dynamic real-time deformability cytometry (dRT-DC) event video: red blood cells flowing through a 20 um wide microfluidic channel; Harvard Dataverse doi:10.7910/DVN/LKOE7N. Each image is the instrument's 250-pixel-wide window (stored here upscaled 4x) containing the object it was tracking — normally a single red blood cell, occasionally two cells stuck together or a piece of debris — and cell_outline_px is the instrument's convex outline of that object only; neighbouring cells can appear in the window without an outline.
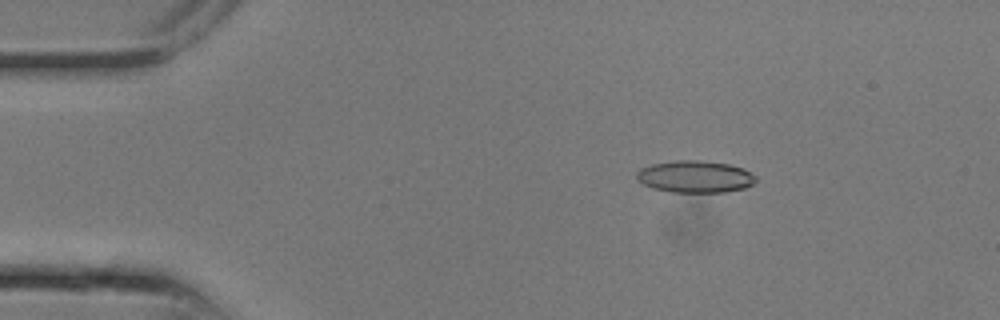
{"species": "common noctule bat (a hibernating species)", "species_latin": "Nyctalus noctula", "temperature_condition": "room temperature", "stored_images_in_passage": 10, "camera_frame_rate_fps": 3000, "um_per_image_px": 0.085, "animal": {"sex": "male", "body_mass_g": 13.3}, "frame": {"image": 1, "passage_image": 4, "time_ms": 1.0, "image_size_px": [1000, 320], "cell_outline_px": [[756, 180], [752, 184], [744, 188], [724, 192], [672, 192], [652, 188], [636, 180], [636, 172], [640, 168], [652, 164], [676, 160], [696, 160], [728, 164], [744, 168], [756, 176]], "centroid_in_image_um": [59.06, 15.01], "position_along_channel_um": 25.9, "area_um2": 22.25}}
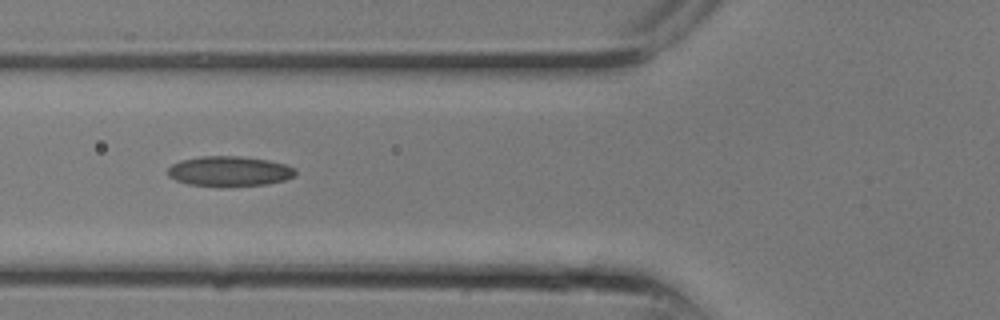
{"frame": {"image": 2, "passage_image": 9, "time_ms": 2.667, "image_size_px": [1000, 320], "cell_outline_px": [[296, 176], [284, 180], [268, 184], [220, 188], [188, 184], [176, 180], [168, 176], [168, 168], [172, 164], [180, 160], [204, 156], [240, 156], [268, 160], [284, 164], [296, 168]], "centroid_in_image_um": [19.5, 14.58], "position_along_channel_um": 106.3, "area_um2": 22.83}}